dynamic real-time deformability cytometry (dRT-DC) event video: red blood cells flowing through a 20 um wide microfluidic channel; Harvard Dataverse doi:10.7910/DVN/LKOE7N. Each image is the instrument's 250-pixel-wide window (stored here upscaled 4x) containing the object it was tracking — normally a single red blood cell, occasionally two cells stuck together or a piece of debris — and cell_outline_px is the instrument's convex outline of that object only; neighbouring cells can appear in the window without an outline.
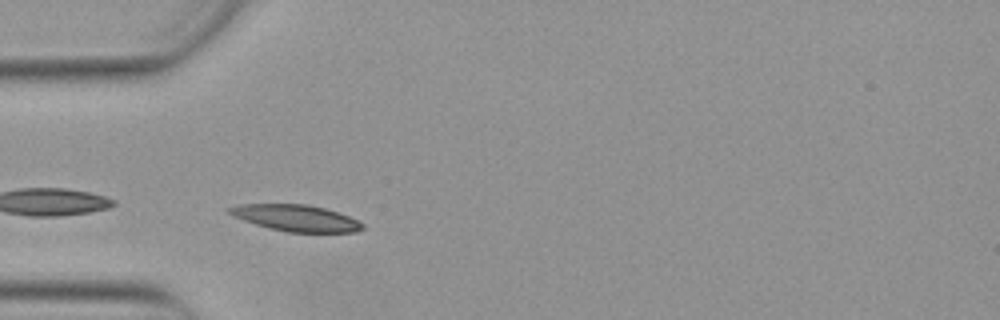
{"species": "Egyptian fruit bat (a non-hibernating species)", "species_latin": "Rousettus aegyptiacus", "temperature_condition": "warm", "stored_images_in_passage": 20, "camera_frame_rate_fps": 3000, "um_per_image_px": 0.085, "animal": {"sex": "female"}, "frame": {"image": 1, "passage_image": 1, "time_ms": 0.0, "image_size_px": [1000, 320], "cell_outline_px": [[364, 228], [356, 232], [288, 232], [268, 228], [244, 220], [228, 212], [224, 208], [240, 204], [308, 204], [324, 208], [348, 216], [364, 224]], "centroid_in_image_um": [25.15, 18.53], "position_along_channel_um": 59.9, "area_um2": 20.35}}
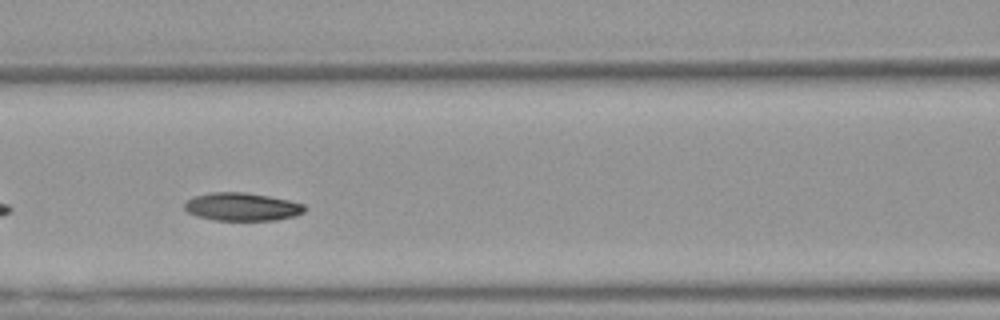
{"frame": {"image": 2, "passage_image": 8, "time_ms": 2.333, "image_size_px": [1000, 320], "cell_outline_px": [[308, 208], [304, 212], [296, 216], [276, 220], [216, 220], [196, 216], [188, 212], [184, 208], [184, 204], [192, 196], [212, 192], [244, 192], [268, 196], [288, 200], [304, 204]], "centroid_in_image_um": [20.58, 17.57], "position_along_channel_um": 146.0, "area_um2": 19.71}}
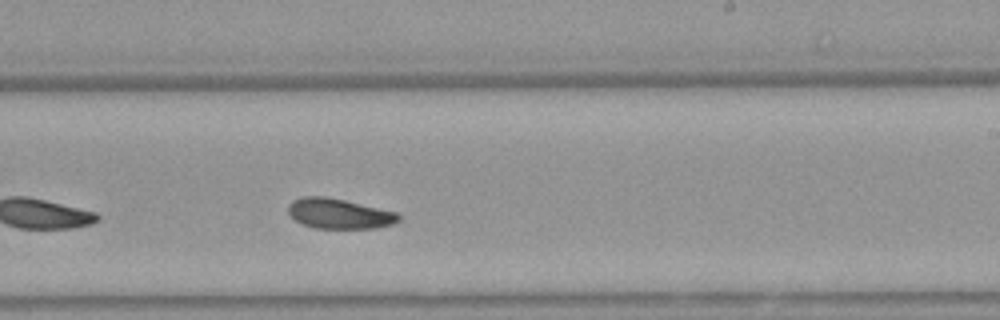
{"frame": {"image": 3, "passage_image": 17, "time_ms": 5.333, "image_size_px": [1000, 320], "cell_outline_px": [[400, 220], [392, 224], [376, 228], [316, 228], [300, 224], [288, 212], [288, 204], [292, 200], [304, 196], [324, 196], [344, 200], [396, 212], [400, 216]], "centroid_in_image_um": [28.8, 18.16], "position_along_channel_um": 260.2, "area_um2": 19.31}}